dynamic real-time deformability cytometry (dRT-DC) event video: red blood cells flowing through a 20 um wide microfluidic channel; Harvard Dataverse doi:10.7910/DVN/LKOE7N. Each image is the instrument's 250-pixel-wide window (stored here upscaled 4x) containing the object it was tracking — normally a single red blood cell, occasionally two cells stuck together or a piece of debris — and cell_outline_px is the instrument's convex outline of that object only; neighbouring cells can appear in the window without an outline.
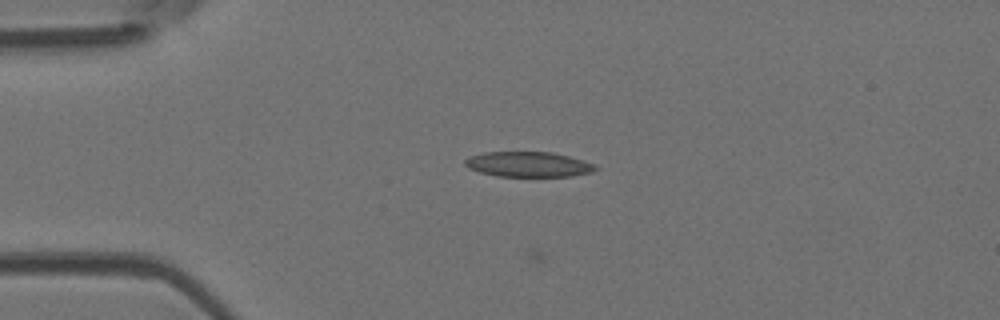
{"species": "Egyptian fruit bat (a non-hibernating species)", "species_latin": "Rousettus aegyptiacus", "temperature_condition": "room temperature", "stored_images_in_passage": 12, "camera_frame_rate_fps": 3000, "um_per_image_px": 0.085, "animal": {"sex": "female"}, "frame": {"image": 1, "passage_image": 7, "time_ms": 2.0, "image_size_px": [1000, 320], "cell_outline_px": [[600, 168], [592, 172], [572, 176], [496, 176], [480, 172], [468, 168], [464, 164], [464, 160], [472, 156], [484, 152], [552, 152], [584, 160]], "centroid_in_image_um": [44.92, 13.97], "position_along_channel_um": 40.1, "area_um2": 19.07}}